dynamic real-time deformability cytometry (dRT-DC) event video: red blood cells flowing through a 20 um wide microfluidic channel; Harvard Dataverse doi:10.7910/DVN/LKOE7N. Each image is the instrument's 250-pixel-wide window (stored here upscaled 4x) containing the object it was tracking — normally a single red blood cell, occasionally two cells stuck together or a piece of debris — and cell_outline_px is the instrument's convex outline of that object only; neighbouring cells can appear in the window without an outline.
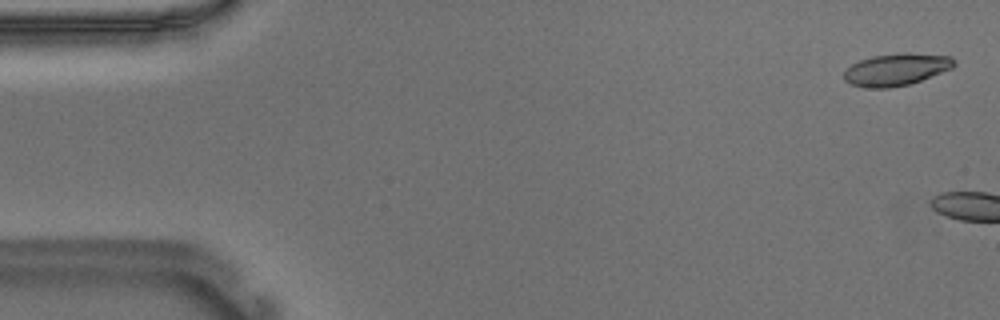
{"species": "Egyptian fruit bat (a non-hibernating species)", "species_latin": "Rousettus aegyptiacus", "temperature_condition": "warm", "stored_images_in_passage": 5, "camera_frame_rate_fps": 3000, "um_per_image_px": 0.085, "animal": {"sex": "male"}, "frame": {"image": 1, "passage_image": 2, "time_ms": 0.333, "image_size_px": [1000, 320], "cell_outline_px": [[956, 64], [952, 68], [920, 80], [908, 84], [888, 88], [864, 88], [852, 84], [844, 80], [844, 72], [852, 64], [860, 60], [872, 56], [904, 52], [908, 52], [952, 56], [956, 60]], "centroid_in_image_um": [76.2, 5.89], "position_along_channel_um": 8.8, "area_um2": 20.63}}